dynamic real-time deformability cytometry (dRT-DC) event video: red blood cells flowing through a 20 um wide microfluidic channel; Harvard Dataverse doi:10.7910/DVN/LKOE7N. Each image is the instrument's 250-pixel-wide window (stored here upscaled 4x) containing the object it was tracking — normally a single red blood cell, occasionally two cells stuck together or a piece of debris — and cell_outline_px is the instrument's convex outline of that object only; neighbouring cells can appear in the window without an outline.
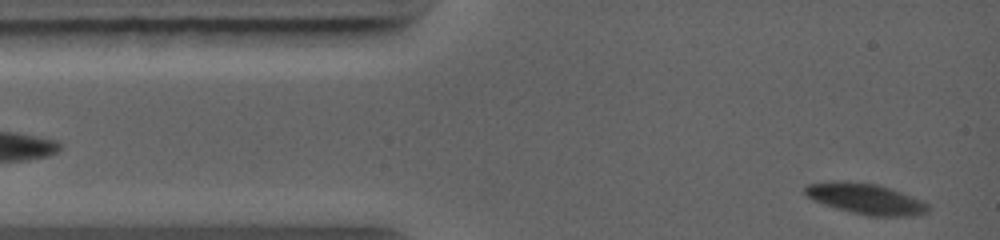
{"species": "common noctule bat (a hibernating species)", "species_latin": "Nyctalus noctula", "temperature_condition": "warm", "stored_images_in_passage": 30, "camera_frame_rate_fps": 5000, "um_per_image_px": 0.085, "animal": {"sex": "female", "body_mass_g": 19.0, "forearm_length_mm": 56.7}, "frame": {"image": 1, "passage_image": 2, "time_ms": 0.4, "image_size_px": [1000, 240], "cell_outline_px": [[928, 212], [908, 216], [868, 216], [836, 208], [824, 204], [808, 196], [804, 192], [804, 188], [808, 184], [832, 180], [848, 180], [876, 184], [900, 192], [920, 200], [928, 204]], "centroid_in_image_um": [73.54, 16.88], "position_along_channel_um": 11.5, "area_um2": 21.79}}
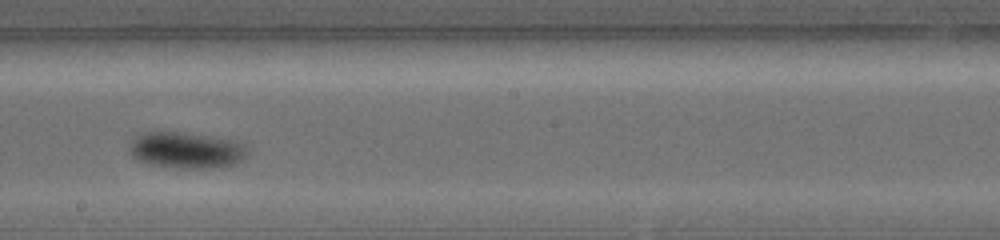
{"frame": {"image": 2, "passage_image": 19, "time_ms": 6.4, "image_size_px": [1000, 240], "cell_outline_px": [[248, 156], [236, 164], [220, 168], [188, 168], [148, 164], [132, 156], [128, 148], [132, 140], [136, 136], [144, 132], [180, 132], [236, 140], [244, 144], [248, 148]], "centroid_in_image_um": [15.89, 12.77], "position_along_channel_um": 232.3, "area_um2": 25.09}}
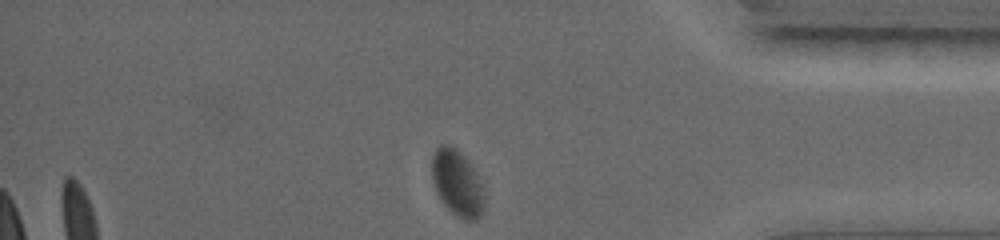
{"frame": {"image": 3, "passage_image": 30, "time_ms": 10.4, "image_size_px": [1000, 240], "cell_outline_px": [[484, 208], [480, 216], [472, 220], [464, 220], [456, 216], [440, 200], [432, 180], [432, 156], [436, 148], [440, 144], [448, 144], [456, 148], [468, 160], [480, 184], [484, 196]], "centroid_in_image_um": [38.83, 15.55], "position_along_channel_um": 396.4, "area_um2": 19.94}}